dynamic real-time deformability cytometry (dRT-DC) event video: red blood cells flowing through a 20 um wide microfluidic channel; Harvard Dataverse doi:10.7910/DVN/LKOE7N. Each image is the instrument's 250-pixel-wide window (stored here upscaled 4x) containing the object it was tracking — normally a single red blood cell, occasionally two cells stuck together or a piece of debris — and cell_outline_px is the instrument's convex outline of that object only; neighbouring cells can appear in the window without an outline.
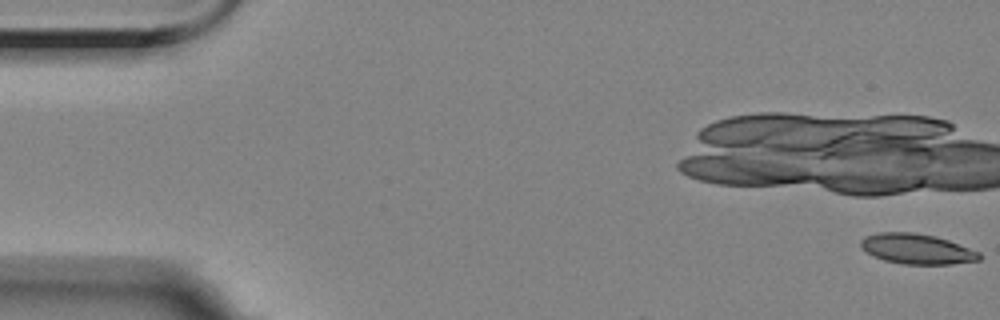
{"species": "Egyptian fruit bat (a non-hibernating species)", "species_latin": "Rousettus aegyptiacus", "temperature_condition": "room temperature", "stored_images_in_passage": 9, "camera_frame_rate_fps": 3000, "um_per_image_px": 0.085, "animal": {"sex": "female"}, "frame": {"image": 1, "passage_image": 1, "time_ms": 0.0, "image_size_px": [1000, 320], "cell_outline_px": [[984, 256], [980, 260], [952, 264], [904, 264], [884, 260], [860, 248], [860, 240], [864, 236], [880, 232], [912, 232], [936, 236], [948, 240], [980, 252]], "centroid_in_image_um": [77.96, 21.15], "position_along_channel_um": 7.0, "area_um2": 20.92}}